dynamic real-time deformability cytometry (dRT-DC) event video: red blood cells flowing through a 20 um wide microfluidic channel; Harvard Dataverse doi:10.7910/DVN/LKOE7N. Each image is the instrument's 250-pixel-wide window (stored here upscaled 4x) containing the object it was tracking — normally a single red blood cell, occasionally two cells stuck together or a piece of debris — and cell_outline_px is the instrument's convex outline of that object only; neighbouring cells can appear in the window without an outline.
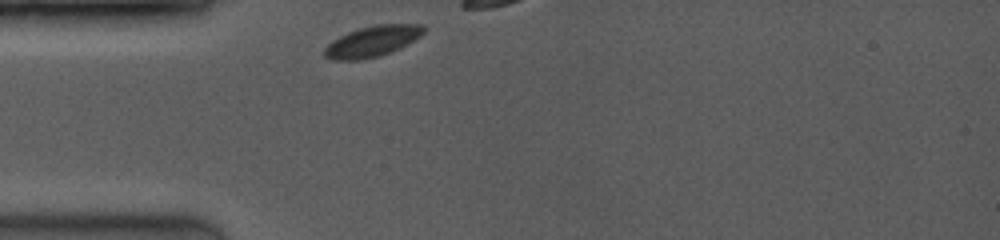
{"species": "common noctule bat (a hibernating species)", "species_latin": "Nyctalus noctula", "temperature_condition": "room temperature", "stored_images_in_passage": 5, "camera_frame_rate_fps": 3500, "um_per_image_px": 0.085, "animal": {"sex": "female", "body_mass_g": 19.0, "forearm_length_mm": 53.3}, "frame": {"image": 1, "passage_image": 1, "time_ms": 0.0, "image_size_px": [1000, 240], "cell_outline_px": [[428, 28], [420, 36], [400, 48], [380, 56], [360, 60], [332, 60], [324, 56], [324, 48], [332, 40], [348, 32], [360, 28], [376, 24], [424, 24]], "centroid_in_image_um": [31.66, 3.51], "position_along_channel_um": 53.3, "area_um2": 17.92}}